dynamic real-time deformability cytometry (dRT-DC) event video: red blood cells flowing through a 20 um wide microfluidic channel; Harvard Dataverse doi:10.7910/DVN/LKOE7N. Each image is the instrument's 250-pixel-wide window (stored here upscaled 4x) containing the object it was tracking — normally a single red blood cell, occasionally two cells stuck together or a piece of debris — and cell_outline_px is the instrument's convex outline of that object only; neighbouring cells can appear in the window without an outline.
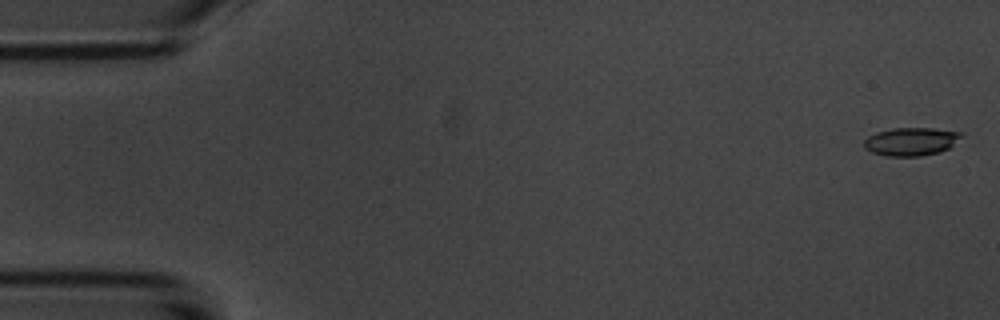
{"species": "common noctule bat (a hibernating species)", "species_latin": "Nyctalus noctula", "temperature_condition": "room temperature", "stored_images_in_passage": 5, "camera_frame_rate_fps": 3000, "um_per_image_px": 0.085, "animal": {"sex": "male", "body_mass_g": 20.1, "forearm_length_mm": 53.5}, "frame": {"image": 1, "passage_image": 1, "time_ms": 0.0, "image_size_px": [1000, 320], "cell_outline_px": [[964, 136], [948, 148], [940, 152], [920, 156], [888, 156], [872, 152], [864, 148], [864, 140], [868, 136], [876, 132], [892, 128], [932, 128], [964, 132]], "centroid_in_image_um": [77.46, 12.02], "position_along_channel_um": 7.5, "area_um2": 16.07}}
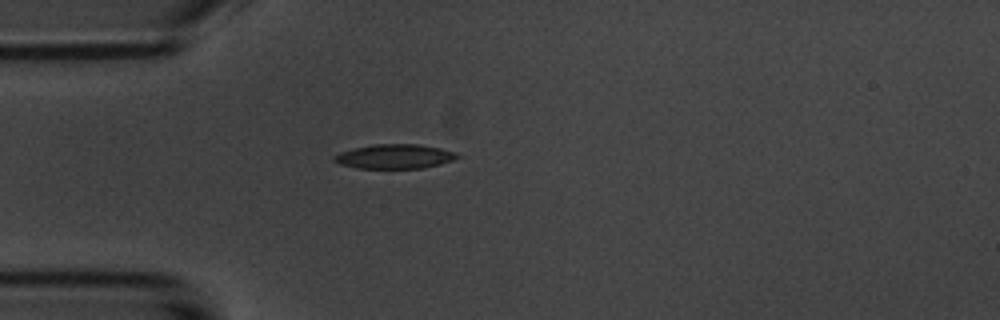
{"frame": {"image": 2, "passage_image": 5, "time_ms": 4.667, "image_size_px": [1000, 320], "cell_outline_px": [[460, 156], [452, 160], [440, 164], [424, 168], [356, 168], [340, 164], [332, 160], [332, 156], [340, 152], [356, 148], [376, 144], [420, 144], [440, 148], [456, 152]], "centroid_in_image_um": [33.54, 13.3], "position_along_channel_um": 51.5, "area_um2": 17.46}}